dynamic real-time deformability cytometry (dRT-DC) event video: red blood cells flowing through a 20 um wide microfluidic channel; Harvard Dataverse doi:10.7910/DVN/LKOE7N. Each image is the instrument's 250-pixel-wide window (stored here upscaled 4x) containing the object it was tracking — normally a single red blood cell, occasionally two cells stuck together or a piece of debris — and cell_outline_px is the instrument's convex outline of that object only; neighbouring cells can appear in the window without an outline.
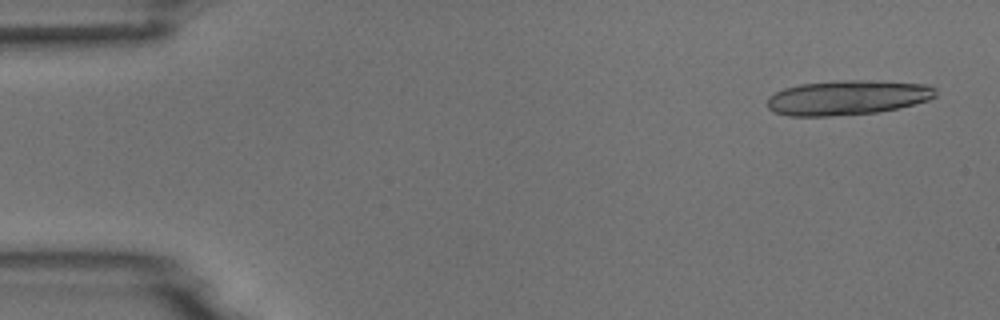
{"species": "common noctule bat (a hibernating species)", "species_latin": "Nyctalus noctula", "temperature_condition": "room temperature", "stored_images_in_passage": 2, "camera_frame_rate_fps": 3000, "um_per_image_px": 0.085, "animal": {"sex": "male", "body_mass_g": 18.8}, "frame": {"image": 1, "passage_image": 1, "time_ms": 0.0, "image_size_px": [1000, 320], "cell_outline_px": [[936, 96], [928, 100], [880, 112], [832, 116], [788, 116], [776, 112], [768, 108], [768, 96], [784, 88], [800, 84], [848, 80], [864, 80], [928, 84], [936, 88]], "centroid_in_image_um": [72.04, 8.3], "position_along_channel_um": 13.0, "area_um2": 33.93}}